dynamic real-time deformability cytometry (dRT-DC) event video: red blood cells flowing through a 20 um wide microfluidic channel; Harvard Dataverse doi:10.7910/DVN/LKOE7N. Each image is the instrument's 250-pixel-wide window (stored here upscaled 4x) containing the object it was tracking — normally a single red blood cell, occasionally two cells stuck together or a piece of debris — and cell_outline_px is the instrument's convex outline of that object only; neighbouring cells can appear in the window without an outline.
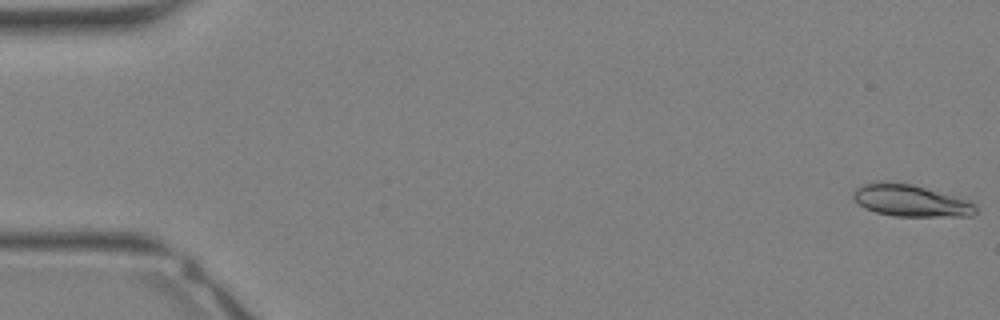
{"species": "Egyptian fruit bat (a non-hibernating species)", "species_latin": "Rousettus aegyptiacus", "temperature_condition": "warm", "stored_images_in_passage": 34, "camera_frame_rate_fps": 3000, "um_per_image_px": 0.085, "animal": {"sex": "female"}, "frame": {"image": 1, "passage_image": 1, "time_ms": 0.0, "image_size_px": [1000, 320], "cell_outline_px": [[976, 212], [972, 216], [892, 216], [876, 212], [864, 208], [852, 196], [852, 192], [856, 188], [864, 184], [876, 180], [892, 180], [912, 184], [968, 200], [976, 204]], "centroid_in_image_um": [77.37, 17.03], "position_along_channel_um": 7.6, "area_um2": 23.0}}
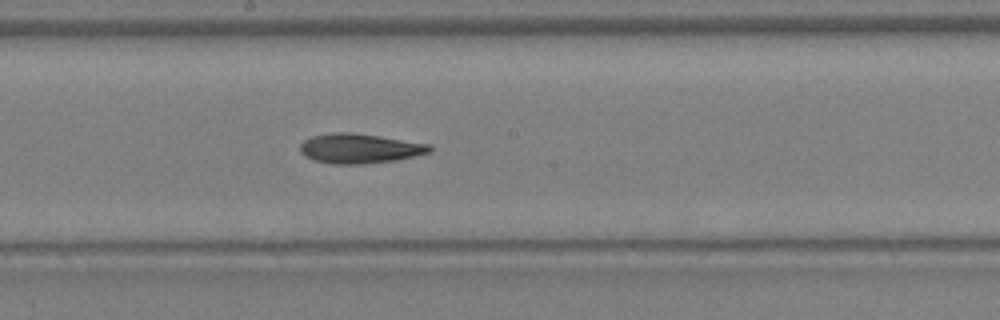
{"frame": {"image": 2, "passage_image": 19, "time_ms": 6.0, "image_size_px": [1000, 320], "cell_outline_px": [[432, 152], [396, 160], [364, 164], [332, 164], [312, 160], [304, 156], [300, 152], [300, 144], [304, 140], [312, 136], [336, 132], [348, 132], [380, 136], [428, 144], [432, 148]], "centroid_in_image_um": [30.53, 12.63], "position_along_channel_um": 217.7, "area_um2": 22.43}}
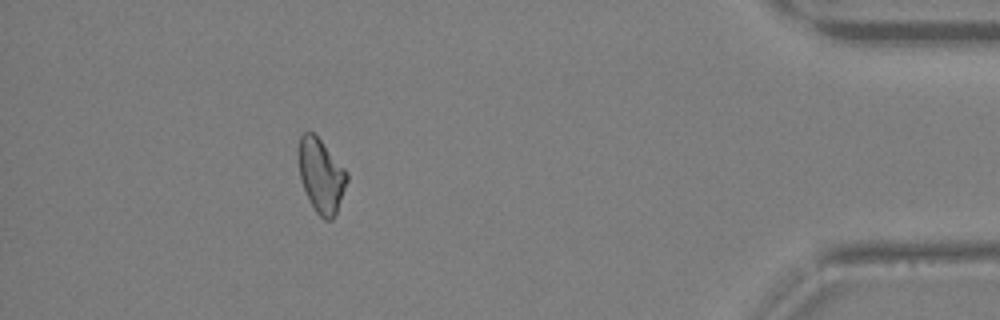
{"frame": {"image": 3, "passage_image": 31, "time_ms": 10.0, "image_size_px": [1000, 320], "cell_outline_px": [[348, 180], [336, 212], [332, 220], [324, 220], [316, 212], [300, 180], [300, 136], [304, 132], [312, 132], [320, 140], [348, 172]], "centroid_in_image_um": [27.32, 14.95], "position_along_channel_um": 407.9, "area_um2": 20.17}}